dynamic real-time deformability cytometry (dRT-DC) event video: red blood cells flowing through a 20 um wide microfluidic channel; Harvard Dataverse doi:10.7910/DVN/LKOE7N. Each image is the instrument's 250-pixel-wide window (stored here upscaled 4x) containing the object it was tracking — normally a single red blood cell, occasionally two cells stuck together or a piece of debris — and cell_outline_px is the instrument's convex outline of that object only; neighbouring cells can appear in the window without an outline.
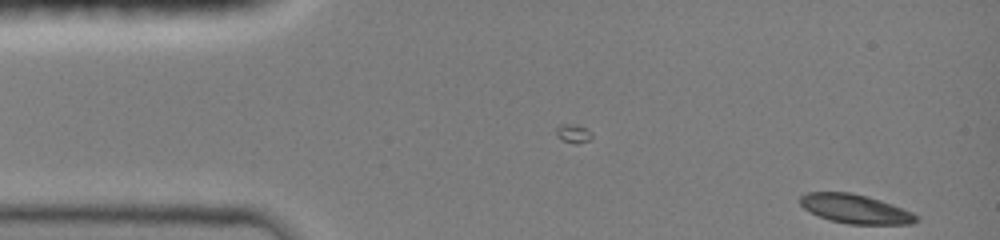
{"species": "common noctule bat (a hibernating species)", "species_latin": "Nyctalus noctula", "temperature_condition": "room temperature", "stored_images_in_passage": 2, "camera_frame_rate_fps": 3000, "um_per_image_px": 0.085, "animal": {"sex": "female", "body_mass_g": 19.0, "forearm_length_mm": 51.5}, "frame": {"image": 1, "passage_image": 2, "time_ms": 0.333, "image_size_px": [1000, 240], "cell_outline_px": [[920, 220], [912, 224], [848, 224], [828, 220], [804, 208], [800, 204], [800, 196], [808, 192], [852, 192], [868, 196], [892, 204], [912, 212]], "centroid_in_image_um": [72.71, 17.75], "position_along_channel_um": 12.3, "area_um2": 19.65}}